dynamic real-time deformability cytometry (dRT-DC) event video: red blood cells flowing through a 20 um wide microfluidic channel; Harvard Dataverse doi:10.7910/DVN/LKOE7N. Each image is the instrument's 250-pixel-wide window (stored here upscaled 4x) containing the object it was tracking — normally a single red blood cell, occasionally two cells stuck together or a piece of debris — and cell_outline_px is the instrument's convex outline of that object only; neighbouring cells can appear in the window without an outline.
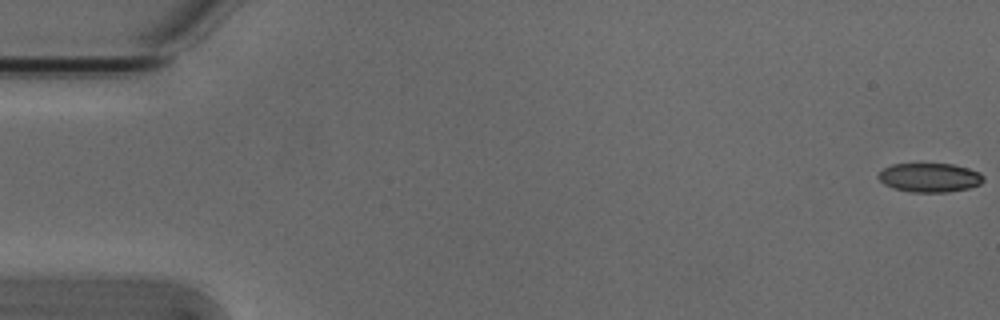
{"species": "Egyptian fruit bat (a non-hibernating species)", "species_latin": "Rousettus aegyptiacus", "temperature_condition": "cold", "stored_images_in_passage": 5, "camera_frame_rate_fps": 3000, "um_per_image_px": 0.085, "animal": {"sex": "male"}, "frame": {"image": 1, "passage_image": 1, "time_ms": 0.0, "image_size_px": [1000, 320], "cell_outline_px": [[984, 180], [980, 184], [968, 188], [948, 192], [908, 192], [892, 188], [884, 184], [876, 176], [884, 168], [892, 164], [952, 164], [968, 168], [980, 172], [984, 176]], "centroid_in_image_um": [79.01, 15.1], "position_along_channel_um": 6.0, "area_um2": 17.86}}
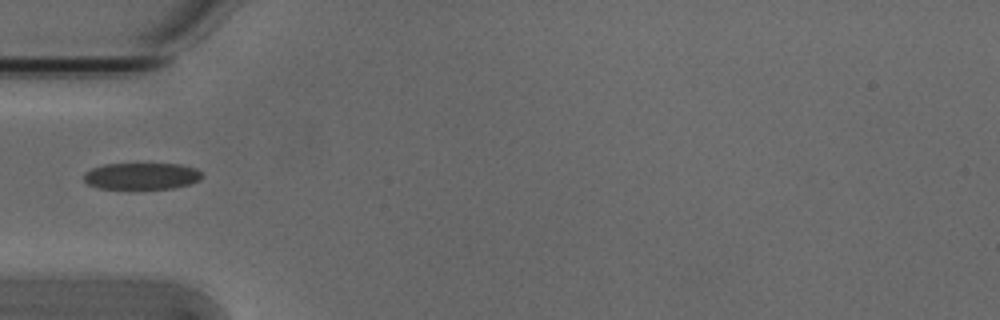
{"frame": {"image": 2, "passage_image": 5, "time_ms": 1.333, "image_size_px": [1000, 320], "cell_outline_px": [[200, 180], [188, 184], [172, 188], [96, 188], [88, 184], [84, 180], [84, 172], [92, 168], [104, 164], [180, 164], [196, 168], [200, 172]], "centroid_in_image_um": [12.0, 14.96], "position_along_channel_um": 73.0, "area_um2": 18.15}}